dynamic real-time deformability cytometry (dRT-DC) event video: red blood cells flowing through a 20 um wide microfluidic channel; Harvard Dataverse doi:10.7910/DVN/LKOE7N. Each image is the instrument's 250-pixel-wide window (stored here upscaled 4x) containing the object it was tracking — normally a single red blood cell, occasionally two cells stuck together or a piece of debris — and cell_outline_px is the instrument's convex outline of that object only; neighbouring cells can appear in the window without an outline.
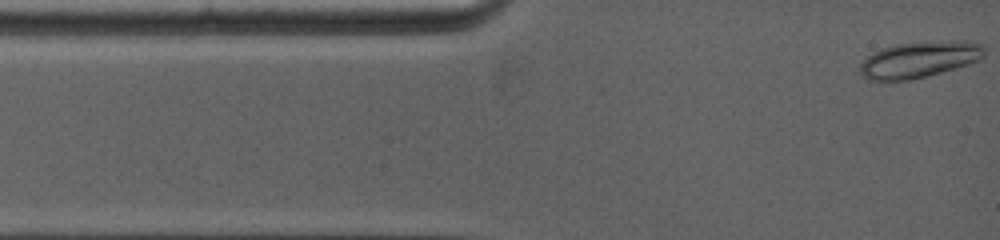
{"species": "common noctule bat (a hibernating species)", "species_latin": "Nyctalus noctula", "temperature_condition": "warm", "stored_images_in_passage": 44, "camera_frame_rate_fps": 5000, "um_per_image_px": 0.085, "animal": {"sex": "female", "body_mass_g": 19.0, "forearm_length_mm": 53.3}, "frame": {"image": 1, "passage_image": 1, "time_ms": 0.0, "image_size_px": [1000, 240], "cell_outline_px": [[984, 56], [980, 60], [956, 68], [928, 76], [912, 80], [872, 80], [864, 76], [860, 72], [860, 64], [872, 52], [880, 48], [896, 44], [948, 40], [952, 40], [980, 44], [984, 48]], "centroid_in_image_um": [78.13, 5.06], "position_along_channel_um": 6.9, "area_um2": 26.13}}
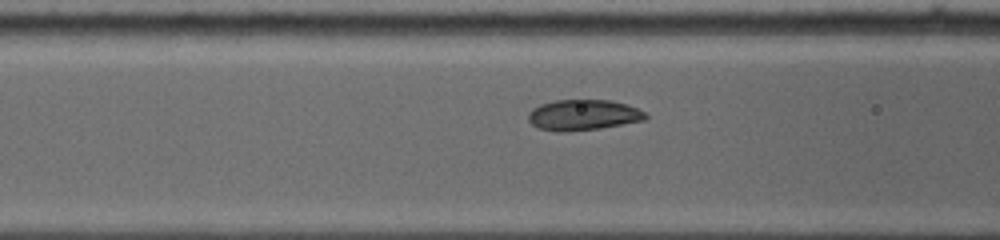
{"frame": {"image": 2, "passage_image": 30, "time_ms": 4.0, "image_size_px": [1000, 240], "cell_outline_px": [[648, 116], [644, 120], [600, 128], [560, 132], [556, 132], [540, 128], [532, 124], [528, 120], [528, 112], [532, 108], [540, 104], [556, 100], [608, 100], [624, 104], [636, 108], [644, 112]], "centroid_in_image_um": [49.52, 9.77], "position_along_channel_um": 117.1, "area_um2": 20.75}}
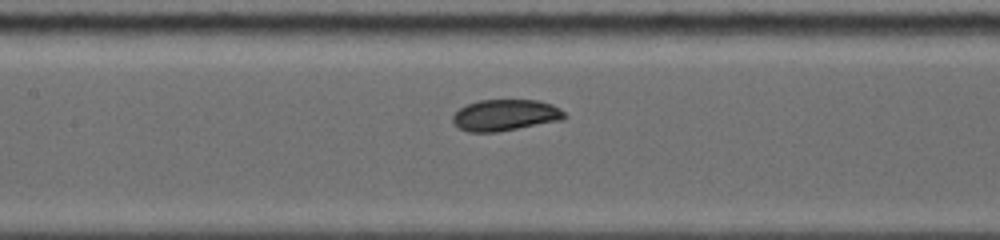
{"frame": {"image": 3, "passage_image": 39, "time_ms": 5.2, "image_size_px": [1000, 240], "cell_outline_px": [[568, 116], [560, 120], [496, 132], [468, 132], [460, 128], [452, 120], [452, 116], [464, 104], [480, 100], [540, 100], [552, 104], [560, 108]], "centroid_in_image_um": [42.94, 9.77], "position_along_channel_um": 164.5, "area_um2": 20.35}}